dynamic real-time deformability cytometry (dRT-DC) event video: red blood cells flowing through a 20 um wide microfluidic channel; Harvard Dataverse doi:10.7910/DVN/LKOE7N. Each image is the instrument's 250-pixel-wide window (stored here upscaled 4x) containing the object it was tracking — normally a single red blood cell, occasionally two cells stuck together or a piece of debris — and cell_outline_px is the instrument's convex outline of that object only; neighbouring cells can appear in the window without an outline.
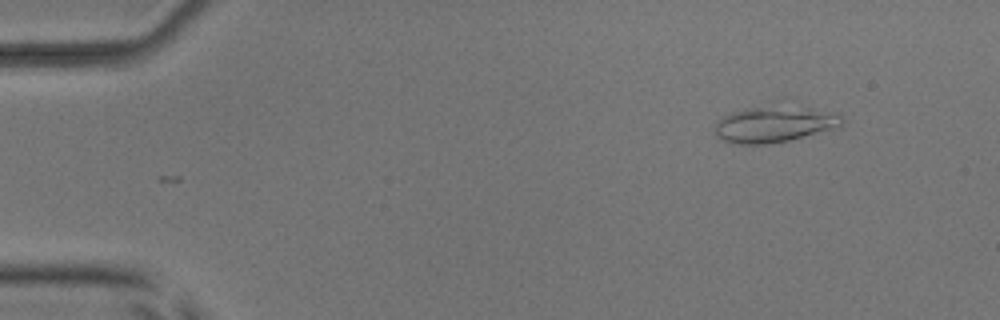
{"species": "common noctule bat (a hibernating species)", "species_latin": "Nyctalus noctula", "temperature_condition": "room temperature", "stored_images_in_passage": 2, "camera_frame_rate_fps": 3000, "um_per_image_px": 0.085, "animal": {"sex": "male", "body_mass_g": 17.9, "forearm_length_mm": 54.2}, "frame": {"image": 1, "passage_image": 2, "time_ms": 1.0, "image_size_px": [1000, 320], "cell_outline_px": [[844, 120], [840, 128], [788, 140], [768, 144], [732, 144], [716, 136], [716, 120], [732, 112], [744, 108], [800, 104], [840, 112]], "centroid_in_image_um": [65.94, 10.52], "position_along_channel_um": 19.1, "area_um2": 27.69}}